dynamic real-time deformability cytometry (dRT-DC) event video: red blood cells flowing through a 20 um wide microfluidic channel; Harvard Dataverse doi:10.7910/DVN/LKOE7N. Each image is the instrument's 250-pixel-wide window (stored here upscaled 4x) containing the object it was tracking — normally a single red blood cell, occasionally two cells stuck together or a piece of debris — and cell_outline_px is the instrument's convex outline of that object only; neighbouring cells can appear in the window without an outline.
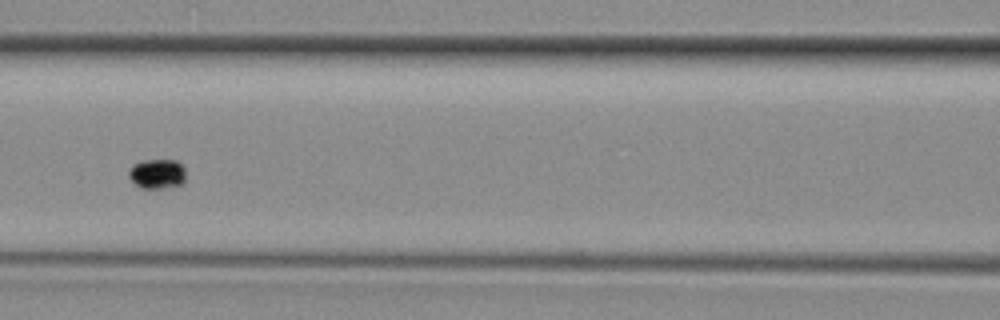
{"species": "common noctule bat (a hibernating species)", "species_latin": "Nyctalus noctula", "temperature_condition": "room temperature", "stored_images_in_passage": 37, "camera_frame_rate_fps": 3000, "um_per_image_px": 0.085, "animal": {"sex": "female", "body_mass_g": 29.2, "forearm_length_mm": 56.3}, "frame": {"image": 1, "passage_image": 15, "time_ms": 4.667, "image_size_px": [1000, 320], "cell_outline_px": [[184, 184], [176, 188], [140, 188], [128, 176], [128, 172], [132, 164], [140, 160], [176, 160], [184, 168]], "centroid_in_image_um": [13.36, 14.79], "position_along_channel_um": 153.2, "area_um2": 10.12}}
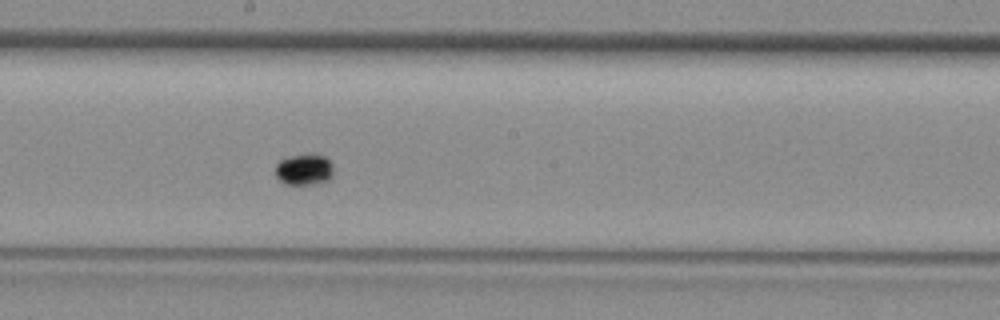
{"frame": {"image": 2, "passage_image": 19, "time_ms": 6.0, "image_size_px": [1000, 320], "cell_outline_px": [[332, 180], [324, 184], [284, 184], [276, 176], [276, 164], [280, 160], [288, 156], [304, 152], [312, 152], [324, 156], [332, 164]], "centroid_in_image_um": [25.88, 14.39], "position_along_channel_um": 222.3, "area_um2": 11.1}}
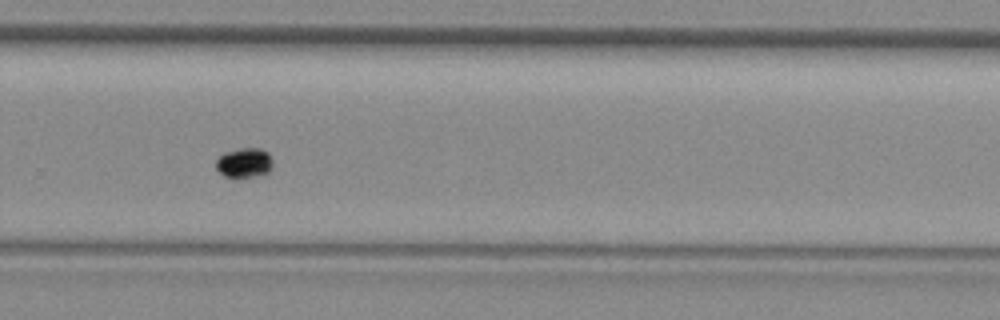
{"frame": {"image": 3, "passage_image": 24, "time_ms": 7.667, "image_size_px": [1000, 320], "cell_outline_px": [[272, 168], [268, 176], [240, 180], [232, 180], [224, 176], [216, 168], [216, 160], [224, 152], [236, 148], [260, 148], [268, 152], [272, 156]], "centroid_in_image_um": [20.81, 13.91], "position_along_channel_um": 309.0, "area_um2": 10.81}}